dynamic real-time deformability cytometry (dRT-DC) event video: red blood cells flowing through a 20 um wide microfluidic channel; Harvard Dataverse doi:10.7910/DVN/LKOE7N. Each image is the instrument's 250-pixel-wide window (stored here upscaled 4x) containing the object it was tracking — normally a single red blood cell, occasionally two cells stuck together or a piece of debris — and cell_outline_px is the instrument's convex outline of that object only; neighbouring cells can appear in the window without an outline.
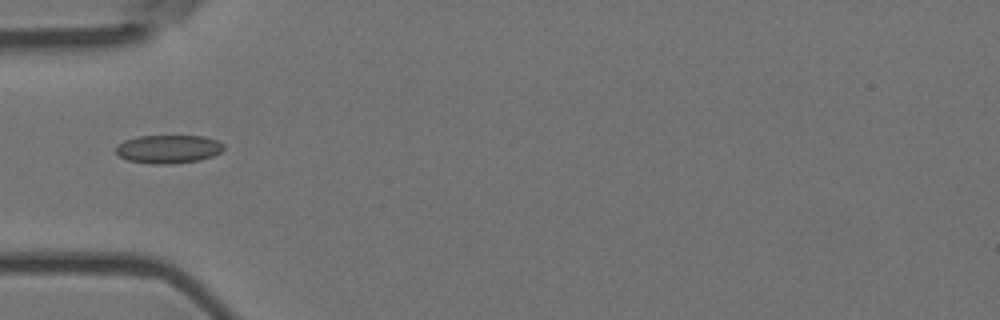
{"species": "Egyptian fruit bat (a non-hibernating species)", "species_latin": "Rousettus aegyptiacus", "temperature_condition": "room temperature", "stored_images_in_passage": 9, "camera_frame_rate_fps": 3000, "um_per_image_px": 0.085, "animal": {"sex": "female"}, "frame": {"image": 1, "passage_image": 6, "time_ms": 1.667, "image_size_px": [1000, 320], "cell_outline_px": [[224, 148], [220, 152], [212, 156], [200, 160], [172, 164], [156, 164], [128, 160], [120, 156], [116, 152], [116, 148], [124, 140], [136, 136], [204, 136], [216, 140], [224, 144]], "centroid_in_image_um": [14.33, 12.67], "position_along_channel_um": 70.7, "area_um2": 17.74}}
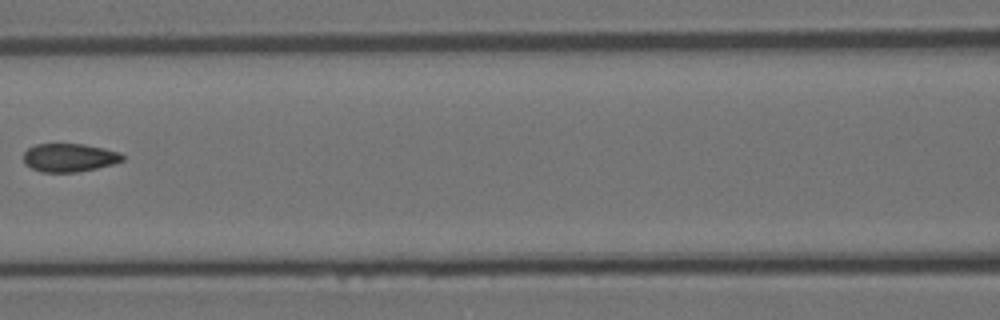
{"frame": {"image": 2, "passage_image": 8, "time_ms": 2.333, "image_size_px": [1000, 320], "cell_outline_px": [[124, 160], [112, 164], [96, 168], [76, 172], [40, 172], [24, 164], [24, 152], [28, 148], [36, 144], [84, 144], [104, 148], [120, 152], [124, 156]], "centroid_in_image_um": [5.88, 13.39], "position_along_channel_um": 160.7, "area_um2": 16.36}}
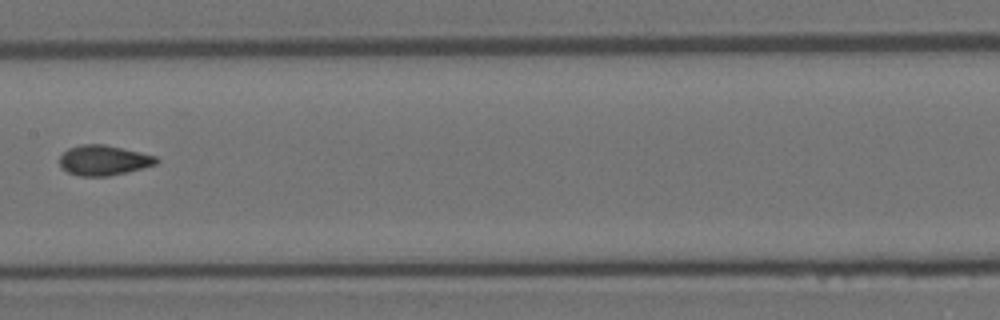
{"frame": {"image": 3, "passage_image": 9, "time_ms": 2.667, "image_size_px": [1000, 320], "cell_outline_px": [[160, 160], [156, 164], [108, 176], [80, 176], [68, 172], [60, 168], [60, 156], [68, 148], [80, 144], [104, 144], [140, 152], [156, 156]], "centroid_in_image_um": [8.78, 13.61], "position_along_channel_um": 198.6, "area_um2": 16.88}}